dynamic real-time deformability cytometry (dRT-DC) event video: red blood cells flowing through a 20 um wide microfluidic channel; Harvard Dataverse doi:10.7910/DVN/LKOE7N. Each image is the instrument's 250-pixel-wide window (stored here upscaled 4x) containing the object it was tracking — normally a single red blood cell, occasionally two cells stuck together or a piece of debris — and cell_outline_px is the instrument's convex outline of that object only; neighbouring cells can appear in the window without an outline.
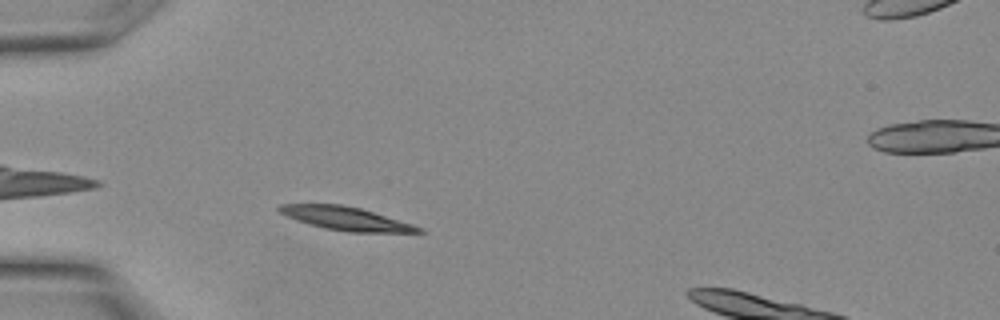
{"species": "Egyptian fruit bat (a non-hibernating species)", "species_latin": "Rousettus aegyptiacus", "temperature_condition": "warm", "stored_images_in_passage": 9, "camera_frame_rate_fps": 3000, "um_per_image_px": 0.085, "animal": {"sex": "female"}, "frame": {"image": 1, "passage_image": 1, "time_ms": 0.0, "image_size_px": [1000, 320], "cell_outline_px": [[424, 232], [348, 232], [324, 228], [308, 224], [296, 220], [280, 212], [276, 208], [280, 204], [340, 204], [360, 208], [412, 224], [420, 228]], "centroid_in_image_um": [29.34, 18.57], "position_along_channel_um": 55.7, "area_um2": 18.67}}
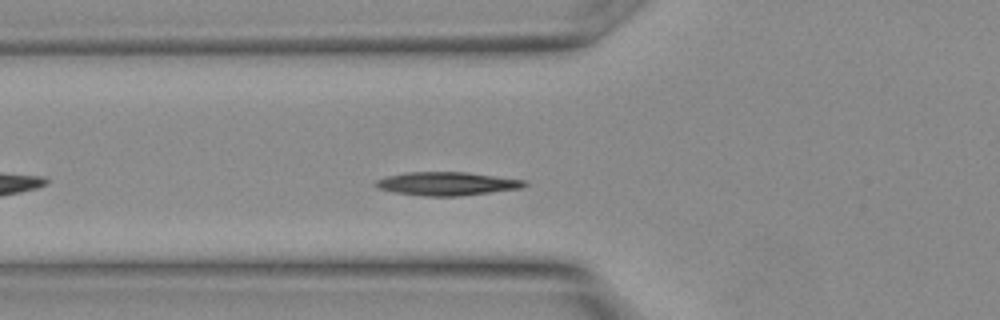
{"frame": {"image": 2, "passage_image": 3, "time_ms": 0.667, "image_size_px": [1000, 320], "cell_outline_px": [[528, 184], [520, 188], [460, 196], [428, 196], [396, 192], [380, 188], [376, 184], [376, 180], [388, 176], [408, 172], [468, 172], [524, 180]], "centroid_in_image_um": [38.03, 15.6], "position_along_channel_um": 87.8, "area_um2": 19.88}}
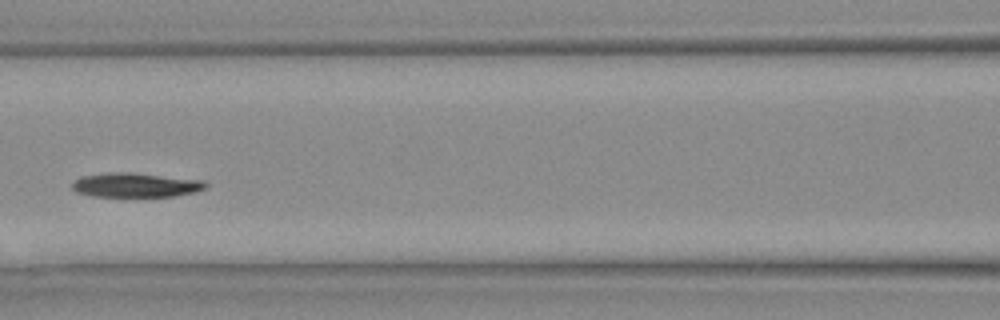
{"frame": {"image": 3, "passage_image": 6, "time_ms": 1.667, "image_size_px": [1000, 320], "cell_outline_px": [[208, 184], [204, 188], [192, 192], [172, 196], [92, 196], [76, 192], [72, 188], [72, 184], [76, 180], [84, 176], [120, 172], [128, 172], [204, 180]], "centroid_in_image_um": [11.54, 15.73], "position_along_channel_um": 155.1, "area_um2": 18.44}}